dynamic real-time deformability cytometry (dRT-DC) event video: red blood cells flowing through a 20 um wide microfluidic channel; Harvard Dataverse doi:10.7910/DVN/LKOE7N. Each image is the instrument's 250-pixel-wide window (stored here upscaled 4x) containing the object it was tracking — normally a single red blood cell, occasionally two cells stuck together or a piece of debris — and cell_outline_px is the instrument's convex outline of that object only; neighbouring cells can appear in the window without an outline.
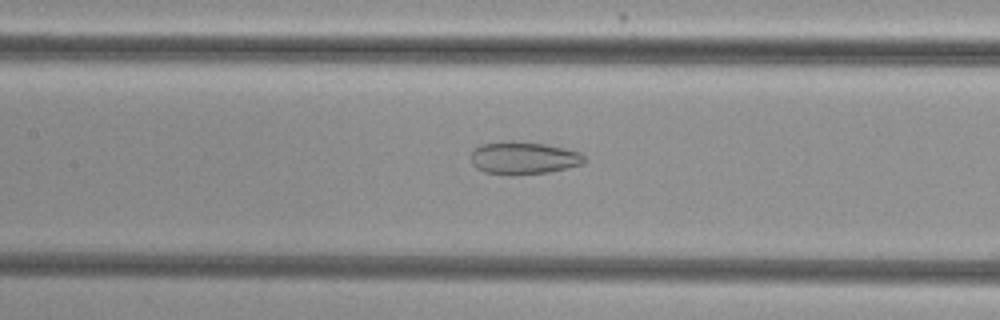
{"species": "common noctule bat (a hibernating species)", "species_latin": "Nyctalus noctula", "temperature_condition": "cold", "stored_images_in_passage": 35, "camera_frame_rate_fps": 3000, "um_per_image_px": 0.085, "animal": {"sex": "female", "body_mass_g": 29.2, "forearm_length_mm": 56.3}, "frame": {"image": 1, "passage_image": 14, "time_ms": 4.333, "image_size_px": [1000, 320], "cell_outline_px": [[584, 160], [580, 164], [548, 172], [512, 176], [484, 172], [476, 168], [472, 164], [472, 152], [480, 144], [508, 140], [512, 140], [544, 144], [564, 148], [580, 152], [584, 156]], "centroid_in_image_um": [44.44, 13.43], "position_along_channel_um": 163.0, "area_um2": 21.56}}
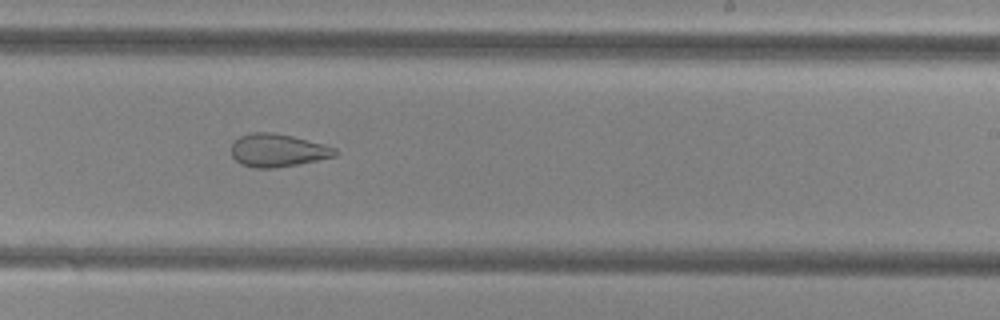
{"frame": {"image": 2, "passage_image": 22, "time_ms": 7.0, "image_size_px": [1000, 320], "cell_outline_px": [[340, 152], [336, 156], [296, 164], [272, 168], [256, 168], [240, 164], [232, 156], [232, 144], [240, 136], [252, 132], [272, 132], [292, 136], [324, 144], [336, 148]], "centroid_in_image_um": [23.62, 12.77], "position_along_channel_um": 265.4, "area_um2": 19.83}}
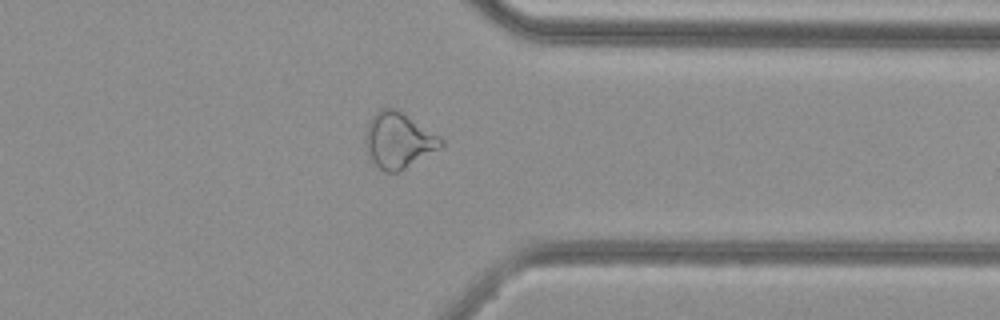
{"frame": {"image": 3, "passage_image": 31, "time_ms": 10.0, "image_size_px": [1000, 320], "cell_outline_px": [[444, 144], [440, 148], [404, 168], [396, 172], [384, 172], [372, 160], [368, 152], [368, 124], [372, 116], [380, 108], [396, 108], [440, 136], [444, 140]], "centroid_in_image_um": [33.92, 11.9], "position_along_channel_um": 377.5, "area_um2": 23.76}, "authors_computed_cell_mechanics": {"area_um2": 22.3108, "velocity_mm_per_s": 3.8523, "shape_relaxation_time_tau1_ms": null, "shape_relaxation_time_tau2_ms": 2.1387, "deformation_change_tau1": null, "deformation_change_tau2": 0.0893}}